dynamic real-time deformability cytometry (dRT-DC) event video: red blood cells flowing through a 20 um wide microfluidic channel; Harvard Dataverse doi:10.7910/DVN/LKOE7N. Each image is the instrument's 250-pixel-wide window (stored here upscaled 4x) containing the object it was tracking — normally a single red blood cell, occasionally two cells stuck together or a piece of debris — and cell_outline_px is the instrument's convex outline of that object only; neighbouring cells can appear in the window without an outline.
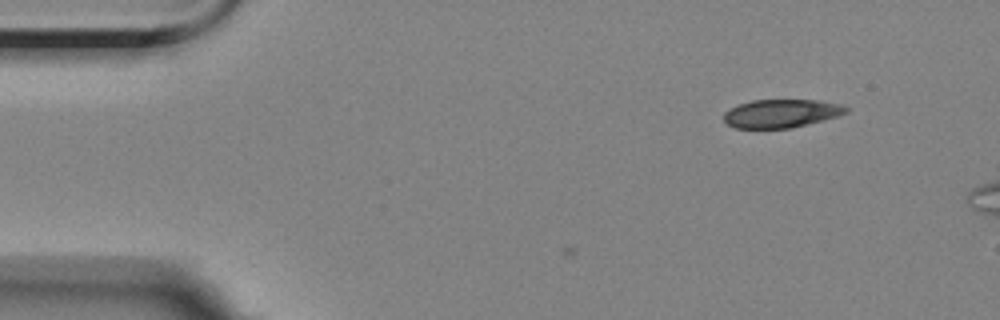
{"species": "Egyptian fruit bat (a non-hibernating species)", "species_latin": "Rousettus aegyptiacus", "temperature_condition": "room temperature", "stored_images_in_passage": 2, "camera_frame_rate_fps": 3000, "um_per_image_px": 0.085, "animal": {"sex": "female"}, "frame": {"image": 1, "passage_image": 2, "time_ms": 2.0, "image_size_px": [1000, 320], "cell_outline_px": [[848, 112], [824, 120], [792, 128], [736, 128], [728, 124], [724, 120], [724, 112], [740, 104], [752, 100], [820, 100], [840, 104], [848, 108]], "centroid_in_image_um": [66.43, 9.64], "position_along_channel_um": 18.6, "area_um2": 20.06}}